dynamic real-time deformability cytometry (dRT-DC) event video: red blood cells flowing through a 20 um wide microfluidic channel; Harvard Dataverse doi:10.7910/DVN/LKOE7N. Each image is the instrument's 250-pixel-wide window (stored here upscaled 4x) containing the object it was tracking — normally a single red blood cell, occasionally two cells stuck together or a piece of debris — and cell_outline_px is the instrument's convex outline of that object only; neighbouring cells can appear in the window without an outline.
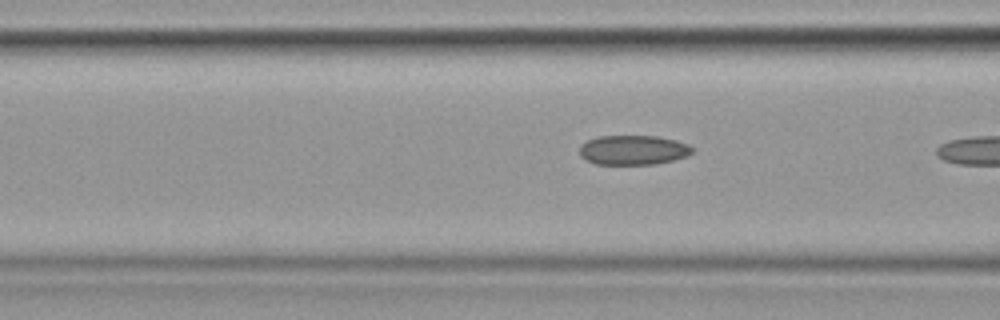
{"species": "common noctule bat (a hibernating species)", "species_latin": "Nyctalus noctula", "temperature_condition": "cold", "stored_images_in_passage": 19, "camera_frame_rate_fps": 3000, "um_per_image_px": 0.085, "animal": {"sex": "female", "body_mass_g": 19.9}, "frame": {"image": 1, "passage_image": 18, "time_ms": 5.667, "image_size_px": [1000, 320], "cell_outline_px": [[696, 148], [688, 156], [656, 164], [596, 164], [584, 160], [580, 156], [580, 144], [588, 140], [600, 136], [656, 136], [676, 140], [688, 144]], "centroid_in_image_um": [53.83, 12.75], "position_along_channel_um": 112.8, "area_um2": 19.59}}